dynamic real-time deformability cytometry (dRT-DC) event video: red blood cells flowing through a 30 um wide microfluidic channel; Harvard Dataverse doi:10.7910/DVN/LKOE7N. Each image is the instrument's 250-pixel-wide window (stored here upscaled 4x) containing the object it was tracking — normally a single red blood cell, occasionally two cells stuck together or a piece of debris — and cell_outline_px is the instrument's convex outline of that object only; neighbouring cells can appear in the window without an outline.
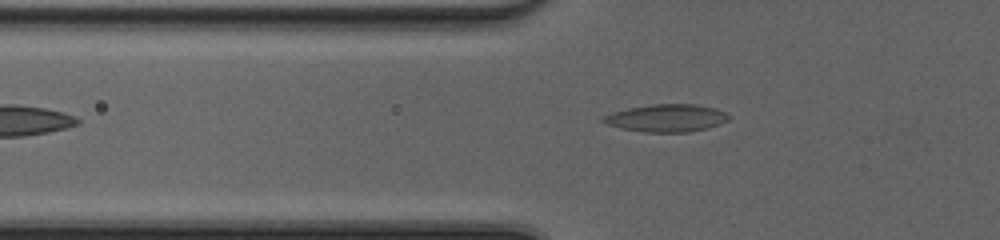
{"species": "common noctule bat (a hibernating species)", "species_latin": "Nyctalus noctula", "temperature_condition": "cold", "stored_images_in_passage": 32, "camera_frame_rate_fps": 3000, "um_per_image_px": 0.085, "animal": {"sex": "female", "body_mass_g": 20.0, "forearm_length_mm": 54.0}, "frame": {"image": 1, "passage_image": 2, "time_ms": 0.333, "image_size_px": [1000, 240], "cell_outline_px": [[728, 120], [720, 124], [688, 132], [644, 132], [624, 128], [608, 124], [600, 120], [600, 116], [612, 112], [628, 108], [652, 104], [696, 104], [716, 108], [724, 112], [728, 116]], "centroid_in_image_um": [56.62, 10.02], "position_along_channel_um": 69.2, "area_um2": 20.0}}
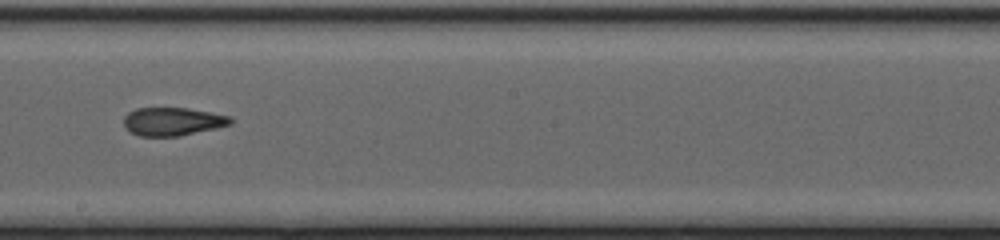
{"frame": {"image": 2, "passage_image": 14, "time_ms": 4.333, "image_size_px": [1000, 240], "cell_outline_px": [[232, 124], [216, 128], [180, 136], [140, 136], [124, 128], [124, 116], [128, 112], [136, 108], [188, 108], [212, 112], [232, 116]], "centroid_in_image_um": [14.69, 10.32], "position_along_channel_um": 233.5, "area_um2": 17.69}}
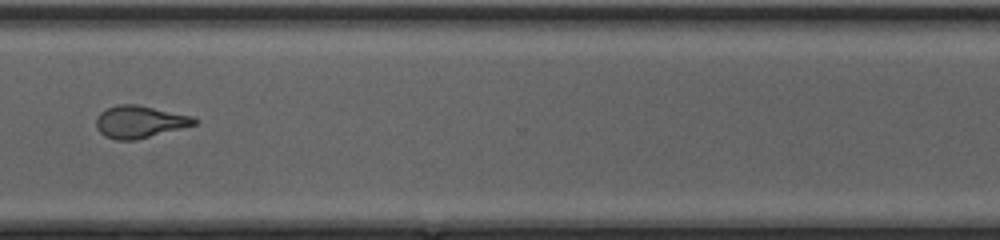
{"frame": {"image": 3, "passage_image": 23, "time_ms": 7.333, "image_size_px": [1000, 240], "cell_outline_px": [[200, 120], [196, 124], [136, 140], [116, 140], [104, 136], [96, 128], [96, 116], [100, 112], [116, 104], [136, 104], [192, 116]], "centroid_in_image_um": [11.84, 10.35], "position_along_channel_um": 358.8, "area_um2": 18.44}}